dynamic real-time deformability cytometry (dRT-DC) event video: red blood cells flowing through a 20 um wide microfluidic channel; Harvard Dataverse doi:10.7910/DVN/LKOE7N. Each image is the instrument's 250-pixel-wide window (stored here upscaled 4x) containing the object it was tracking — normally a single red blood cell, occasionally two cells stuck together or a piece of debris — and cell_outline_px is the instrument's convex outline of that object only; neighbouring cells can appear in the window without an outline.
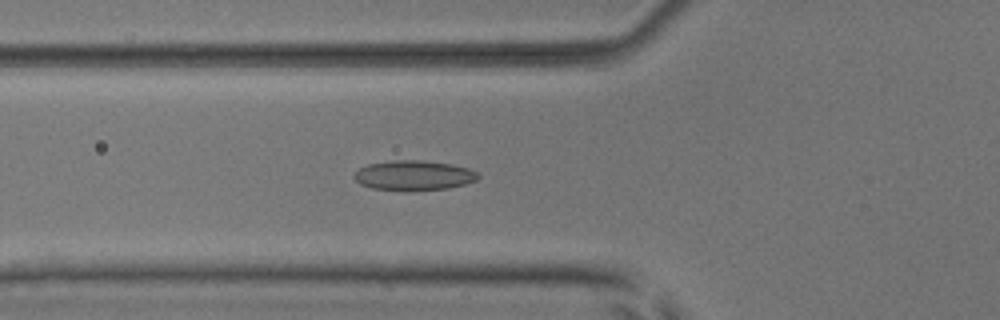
{"species": "common noctule bat (a hibernating species)", "species_latin": "Nyctalus noctula", "temperature_condition": "room temperature", "stored_images_in_passage": 53, "camera_frame_rate_fps": 3000, "um_per_image_px": 0.085, "animal": {"sex": "male", "body_mass_g": 17.9, "forearm_length_mm": 54.2}, "frame": {"image": 1, "passage_image": 20, "time_ms": 6.333, "image_size_px": [1000, 320], "cell_outline_px": [[480, 176], [476, 180], [464, 184], [448, 188], [408, 192], [404, 192], [372, 188], [360, 184], [352, 176], [360, 168], [368, 164], [396, 160], [420, 160], [452, 164], [468, 168], [476, 172]], "centroid_in_image_um": [35.16, 14.93], "position_along_channel_um": 90.6, "area_um2": 21.79}}
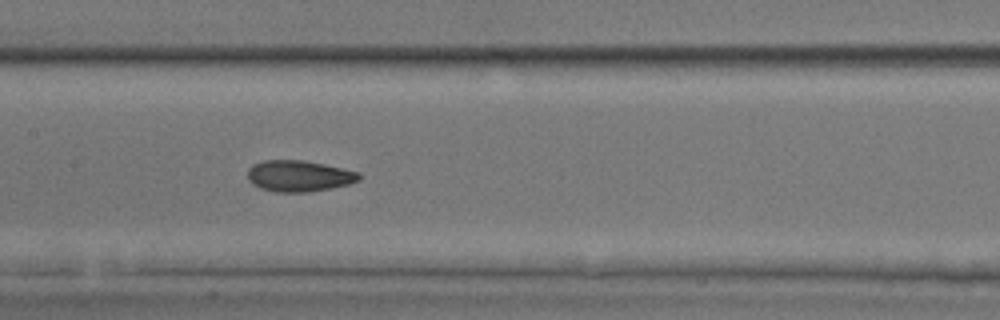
{"frame": {"image": 2, "passage_image": 27, "time_ms": 8.667, "image_size_px": [1000, 320], "cell_outline_px": [[360, 180], [348, 184], [308, 192], [276, 192], [260, 188], [252, 184], [248, 180], [248, 168], [252, 164], [264, 160], [304, 160], [324, 164], [360, 172]], "centroid_in_image_um": [25.38, 14.95], "position_along_channel_um": 182.0, "area_um2": 20.29}}
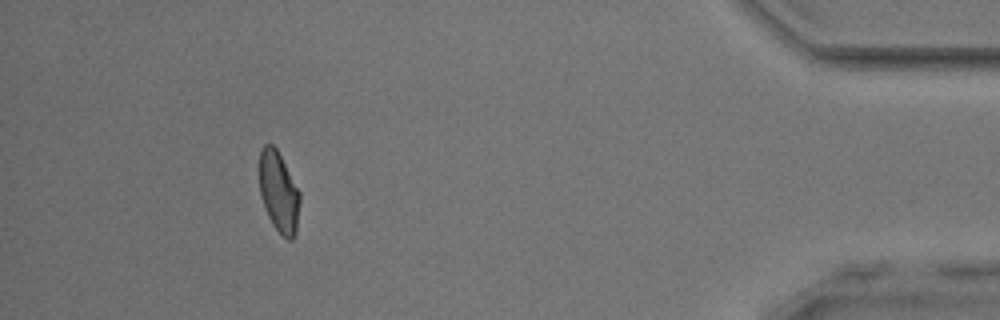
{"frame": {"image": 3, "passage_image": 49, "time_ms": 16.0, "image_size_px": [1000, 320], "cell_outline_px": [[300, 204], [296, 232], [292, 240], [288, 240], [272, 224], [268, 216], [260, 192], [260, 152], [264, 144], [272, 144], [276, 148], [300, 192]], "centroid_in_image_um": [23.71, 16.33], "position_along_channel_um": 411.5, "area_um2": 18.73}, "authors_computed_cell_mechanics": {"area_um2": 20.4612, "velocity_mm_per_s": 3.9129, "shape_relaxation_time_tau1_ms": null, "shape_relaxation_time_tau2_ms": 1.7794, "deformation_change_tau1": null, "deformation_change_tau2": 0.0786}}